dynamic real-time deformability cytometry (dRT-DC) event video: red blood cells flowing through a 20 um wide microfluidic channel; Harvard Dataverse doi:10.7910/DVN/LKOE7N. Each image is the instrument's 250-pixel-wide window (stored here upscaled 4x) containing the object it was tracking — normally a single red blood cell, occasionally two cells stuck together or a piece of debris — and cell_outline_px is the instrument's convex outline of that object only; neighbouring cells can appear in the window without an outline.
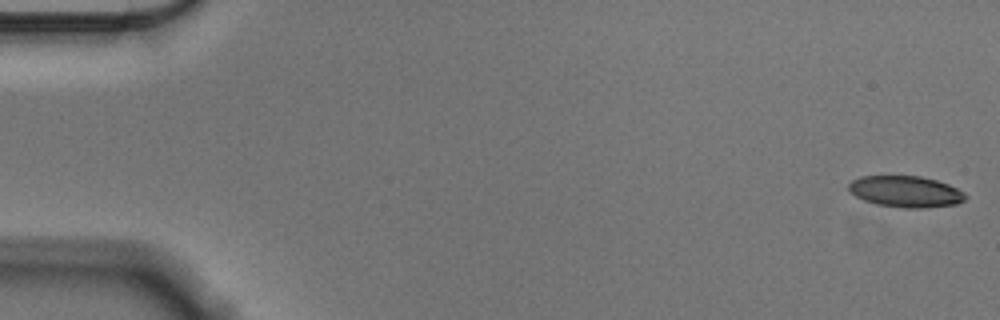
{"species": "Egyptian fruit bat (a non-hibernating species)", "species_latin": "Rousettus aegyptiacus", "temperature_condition": "cold", "stored_images_in_passage": 56, "camera_frame_rate_fps": 3000, "um_per_image_px": 0.085, "animal": {"sex": "male"}, "frame": {"image": 1, "passage_image": 1, "time_ms": 0.0, "image_size_px": [1000, 320], "cell_outline_px": [[968, 196], [964, 200], [956, 204], [920, 208], [904, 208], [876, 204], [864, 200], [848, 192], [848, 184], [852, 180], [860, 176], [920, 176], [936, 180], [948, 184], [964, 192]], "centroid_in_image_um": [76.96, 16.28], "position_along_channel_um": 8.0, "area_um2": 21.33}}
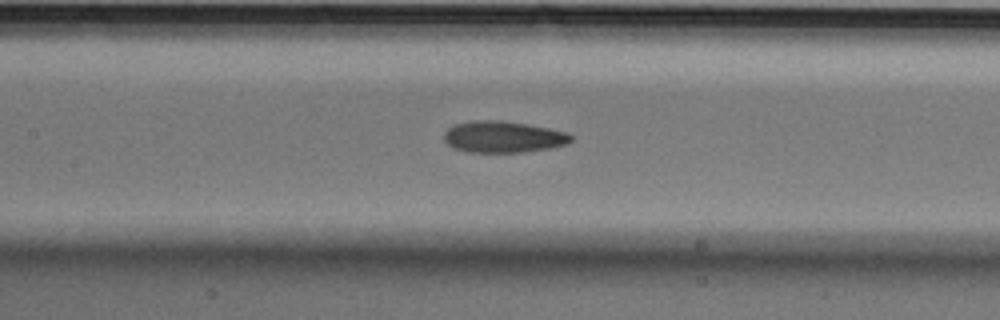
{"frame": {"image": 2, "passage_image": 26, "time_ms": 8.333, "image_size_px": [1000, 320], "cell_outline_px": [[572, 140], [568, 144], [552, 148], [524, 152], [468, 152], [452, 148], [444, 140], [444, 132], [448, 128], [456, 124], [468, 120], [504, 120], [528, 124], [568, 132], [572, 136]], "centroid_in_image_um": [42.78, 11.63], "position_along_channel_um": 164.6, "area_um2": 23.64}}
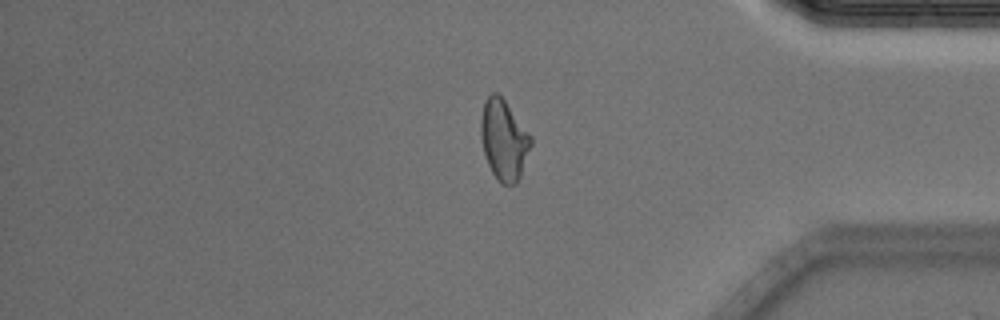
{"frame": {"image": 3, "passage_image": 47, "time_ms": 15.333, "image_size_px": [1000, 320], "cell_outline_px": [[532, 144], [520, 176], [516, 184], [500, 184], [492, 172], [488, 164], [484, 152], [480, 136], [480, 120], [484, 104], [488, 96], [492, 92], [496, 92], [504, 100], [532, 136]], "centroid_in_image_um": [42.82, 11.9], "position_along_channel_um": 392.4, "area_um2": 23.29}, "authors_computed_cell_mechanics": {"area_um2": 22.9755, "velocity_mm_per_s": 3.5578, "shape_relaxation_time_tau1_ms": 5.6161, "shape_relaxation_time_tau2_ms": 4.3142, "deformation_change_tau1": 0.159, "deformation_change_tau2": 0.112}}